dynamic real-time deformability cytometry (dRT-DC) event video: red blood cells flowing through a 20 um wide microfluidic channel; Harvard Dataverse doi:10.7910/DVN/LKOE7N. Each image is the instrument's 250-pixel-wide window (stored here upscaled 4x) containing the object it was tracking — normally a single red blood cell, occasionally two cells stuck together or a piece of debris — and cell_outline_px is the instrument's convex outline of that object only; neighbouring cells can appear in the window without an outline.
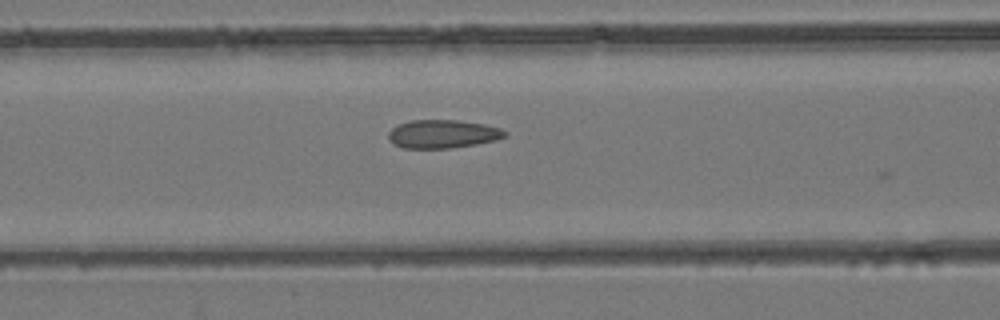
{"species": "common noctule bat (a hibernating species)", "species_latin": "Nyctalus noctula", "temperature_condition": "room temperature", "stored_images_in_passage": 34, "camera_frame_rate_fps": 3000, "um_per_image_px": 0.085, "animal": {"sex": "female", "body_mass_g": 24.6, "forearm_length_mm": 56.2}, "frame": {"image": 1, "passage_image": 6, "time_ms": 1.667, "image_size_px": [1000, 320], "cell_outline_px": [[508, 136], [496, 140], [476, 144], [448, 148], [404, 148], [388, 140], [388, 132], [396, 124], [412, 120], [456, 120], [484, 124], [500, 128], [508, 132]], "centroid_in_image_um": [37.64, 11.38], "position_along_channel_um": 129.0, "area_um2": 19.31}}
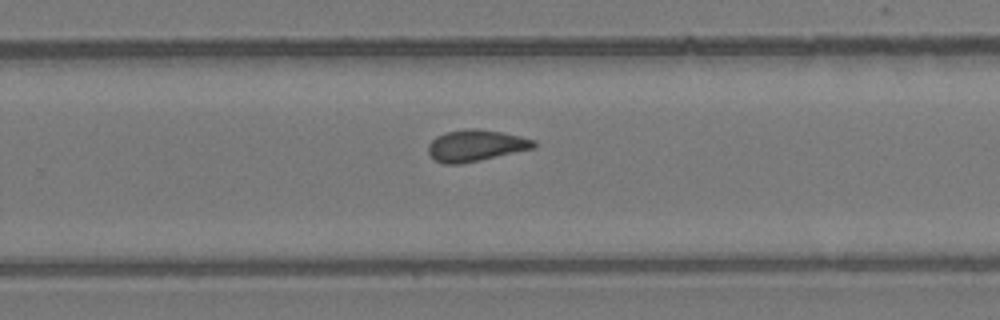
{"frame": {"image": 2, "passage_image": 17, "time_ms": 5.333, "image_size_px": [1000, 320], "cell_outline_px": [[536, 148], [480, 160], [460, 164], [444, 164], [436, 160], [428, 152], [428, 144], [436, 136], [444, 132], [468, 128], [476, 128], [500, 132], [520, 136], [536, 140]], "centroid_in_image_um": [40.45, 12.36], "position_along_channel_um": 289.4, "area_um2": 19.42}}
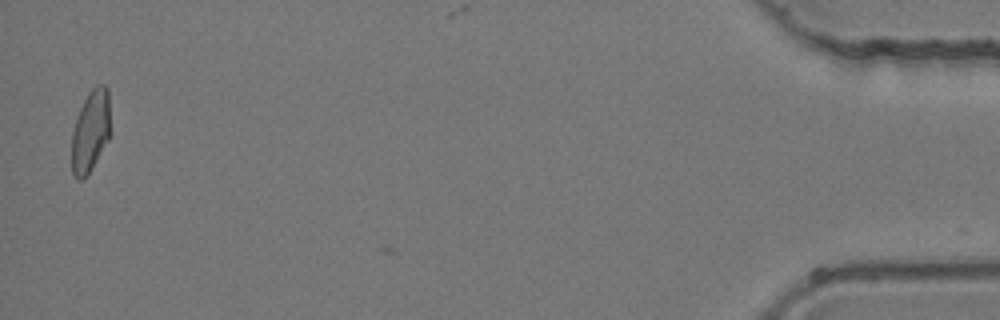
{"frame": {"image": 3, "passage_image": 33, "time_ms": 10.667, "image_size_px": [1000, 320], "cell_outline_px": [[112, 132], [108, 140], [88, 176], [80, 180], [76, 180], [72, 176], [72, 132], [76, 116], [88, 92], [96, 84], [104, 84], [108, 88]], "centroid_in_image_um": [7.72, 11.14], "position_along_channel_um": 427.5, "area_um2": 19.19}}